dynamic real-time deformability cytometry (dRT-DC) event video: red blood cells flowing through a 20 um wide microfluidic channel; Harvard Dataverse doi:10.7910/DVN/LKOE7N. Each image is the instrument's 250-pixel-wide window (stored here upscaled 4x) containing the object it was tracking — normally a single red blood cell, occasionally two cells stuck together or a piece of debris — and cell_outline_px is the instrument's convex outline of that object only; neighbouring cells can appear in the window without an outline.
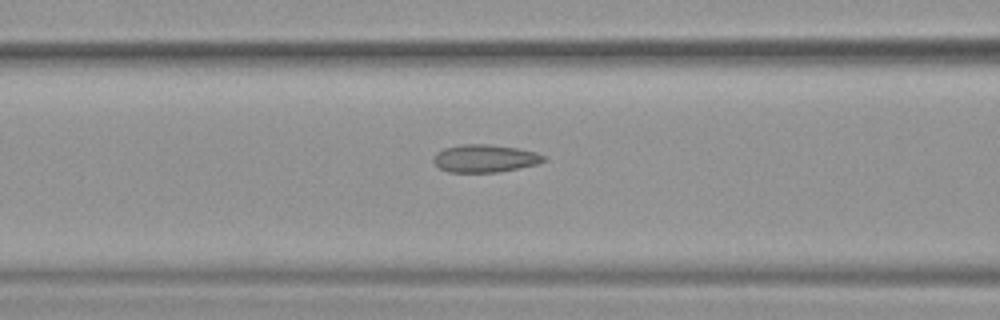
{"species": "common noctule bat (a hibernating species)", "species_latin": "Nyctalus noctula", "temperature_condition": "warm", "stored_images_in_passage": 14, "camera_frame_rate_fps": 3000, "um_per_image_px": 0.085, "animal": {"sex": "female", "body_mass_g": 19.9}, "frame": {"image": 1, "passage_image": 12, "time_ms": 3.667, "image_size_px": [1000, 320], "cell_outline_px": [[548, 160], [540, 164], [496, 172], [448, 172], [440, 168], [432, 160], [432, 156], [436, 152], [444, 148], [460, 144], [488, 144], [516, 148], [536, 152], [544, 156]], "centroid_in_image_um": [41.21, 13.46], "position_along_channel_um": 125.4, "area_um2": 17.92}}